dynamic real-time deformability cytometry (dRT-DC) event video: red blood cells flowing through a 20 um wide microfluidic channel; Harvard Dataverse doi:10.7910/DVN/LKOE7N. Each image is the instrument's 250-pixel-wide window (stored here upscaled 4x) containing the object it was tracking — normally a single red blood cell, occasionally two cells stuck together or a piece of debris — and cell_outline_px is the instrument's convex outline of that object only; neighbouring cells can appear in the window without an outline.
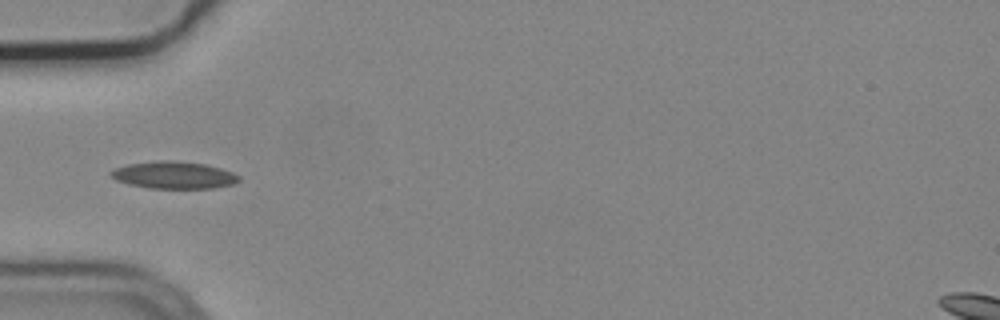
{"species": "common noctule bat (a hibernating species)", "species_latin": "Nyctalus noctula", "temperature_condition": "cold", "stored_images_in_passage": 6, "camera_frame_rate_fps": 3000, "um_per_image_px": 0.085, "animal": {"sex": "male", "body_mass_g": 19.2, "forearm_length_mm": 51.8}, "frame": {"image": 1, "passage_image": 3, "time_ms": 0.667, "image_size_px": [1000, 320], "cell_outline_px": [[240, 180], [236, 184], [212, 188], [148, 188], [128, 184], [116, 180], [108, 172], [116, 168], [128, 164], [164, 160], [172, 160], [204, 164], [220, 168], [232, 172], [240, 176]], "centroid_in_image_um": [14.8, 14.89], "position_along_channel_um": 70.2, "area_um2": 20.23}}
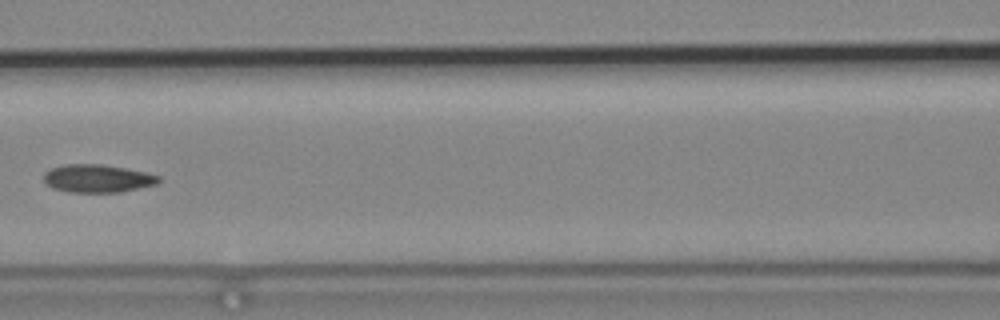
{"frame": {"image": 2, "passage_image": 5, "time_ms": 1.333, "image_size_px": [1000, 320], "cell_outline_px": [[160, 180], [156, 184], [120, 192], [68, 192], [52, 188], [44, 180], [44, 172], [52, 168], [64, 164], [100, 164], [124, 168], [144, 172], [160, 176]], "centroid_in_image_um": [8.26, 15.17], "position_along_channel_um": 158.3, "area_um2": 18.55}}
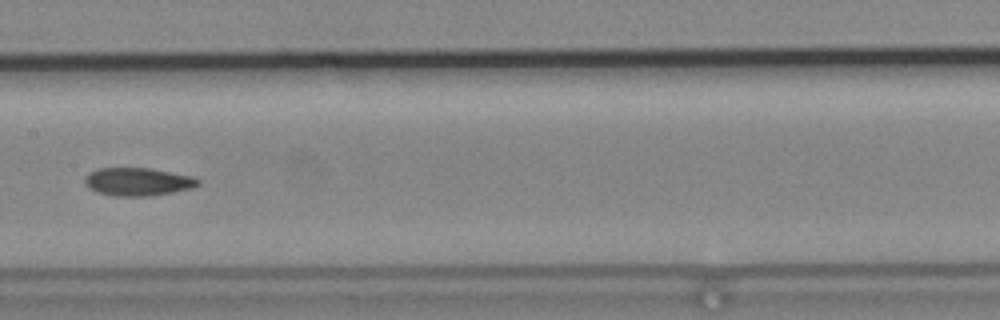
{"frame": {"image": 3, "passage_image": 6, "time_ms": 1.667, "image_size_px": [1000, 320], "cell_outline_px": [[200, 184], [192, 188], [152, 196], [112, 196], [96, 192], [88, 188], [84, 180], [84, 176], [88, 172], [96, 168], [148, 168], [192, 176], [200, 180]], "centroid_in_image_um": [11.67, 15.45], "position_along_channel_um": 195.7, "area_um2": 18.67}}